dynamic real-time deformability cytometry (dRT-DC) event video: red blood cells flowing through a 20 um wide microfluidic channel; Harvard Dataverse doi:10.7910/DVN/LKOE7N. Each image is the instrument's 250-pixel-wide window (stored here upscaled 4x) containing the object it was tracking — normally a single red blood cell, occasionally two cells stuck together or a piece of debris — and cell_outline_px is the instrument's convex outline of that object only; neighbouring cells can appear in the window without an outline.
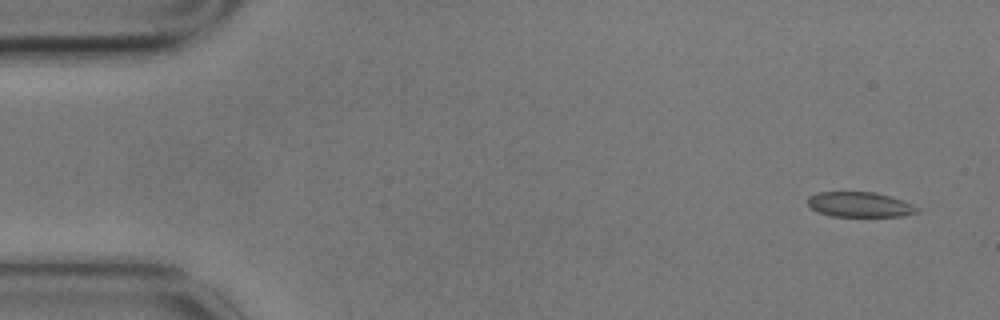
{"species": "common noctule bat (a hibernating species)", "species_latin": "Nyctalus noctula", "temperature_condition": "cold", "stored_images_in_passage": 3, "camera_frame_rate_fps": 3000, "um_per_image_px": 0.085, "animal": {"sex": "male", "body_mass_g": 17.9}, "frame": {"image": 1, "passage_image": 1, "time_ms": 0.0, "image_size_px": [1000, 320], "cell_outline_px": [[920, 212], [900, 216], [832, 216], [820, 212], [812, 208], [808, 204], [808, 196], [816, 192], [876, 192], [912, 204], [920, 208]], "centroid_in_image_um": [73.08, 17.38], "position_along_channel_um": 11.9, "area_um2": 15.84}}